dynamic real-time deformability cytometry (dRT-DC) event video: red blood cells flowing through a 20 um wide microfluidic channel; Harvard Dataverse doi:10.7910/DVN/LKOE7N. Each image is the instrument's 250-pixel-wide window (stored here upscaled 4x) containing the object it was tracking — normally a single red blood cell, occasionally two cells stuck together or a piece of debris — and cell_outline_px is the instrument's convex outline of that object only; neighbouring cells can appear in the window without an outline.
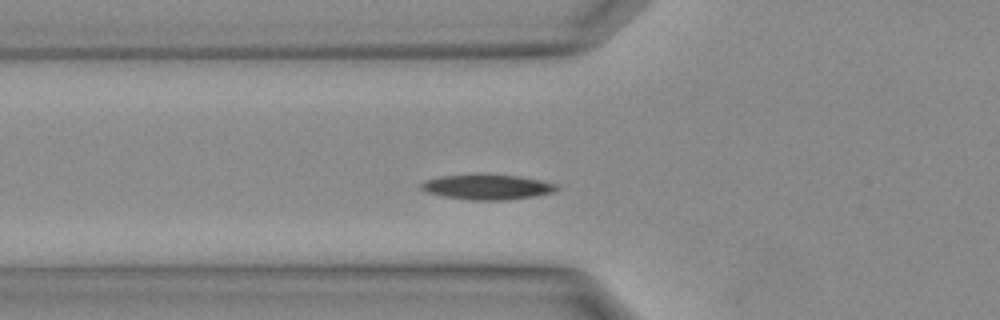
{"species": "Egyptian fruit bat (a non-hibernating species)", "species_latin": "Rousettus aegyptiacus", "temperature_condition": "warm", "stored_images_in_passage": 29, "camera_frame_rate_fps": 3000, "um_per_image_px": 0.085, "animal": {"sex": "female"}, "frame": {"image": 1, "passage_image": 7, "time_ms": 2.0, "image_size_px": [1000, 320], "cell_outline_px": [[560, 188], [556, 192], [532, 196], [504, 200], [468, 200], [444, 196], [428, 192], [420, 188], [420, 184], [428, 180], [440, 176], [476, 172], [520, 176], [540, 180], [556, 184]], "centroid_in_image_um": [41.42, 15.86], "position_along_channel_um": 84.4, "area_um2": 20.29}}
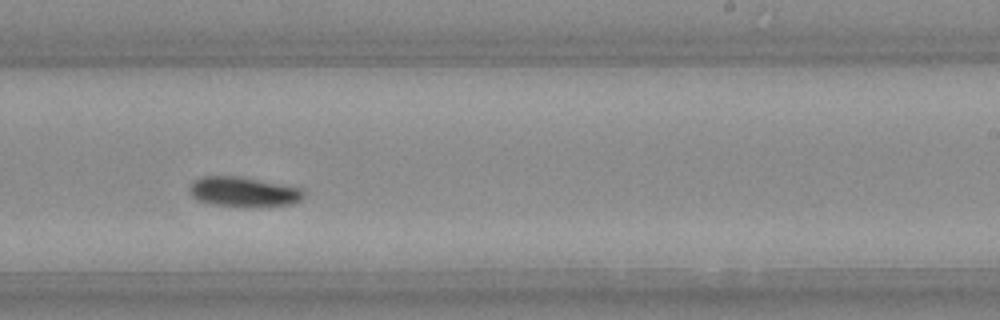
{"frame": {"image": 2, "passage_image": 16, "time_ms": 5.0, "image_size_px": [1000, 320], "cell_outline_px": [[304, 200], [296, 204], [244, 208], [208, 204], [192, 196], [192, 184], [196, 180], [204, 176], [236, 176], [300, 188], [304, 192]], "centroid_in_image_um": [20.77, 16.35], "position_along_channel_um": 268.2, "area_um2": 19.88}}
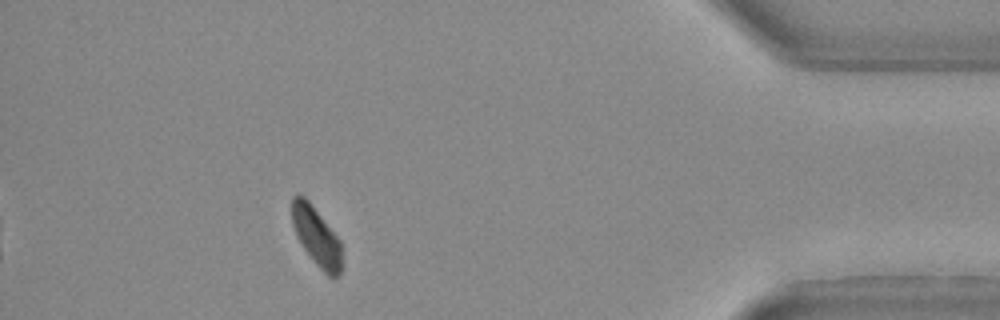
{"frame": {"image": 3, "passage_image": 25, "time_ms": 8.0, "image_size_px": [1000, 320], "cell_outline_px": [[344, 268], [336, 276], [328, 276], [316, 264], [304, 248], [292, 224], [292, 196], [304, 196], [308, 200], [340, 240]], "centroid_in_image_um": [26.94, 20.13], "position_along_channel_um": 408.3, "area_um2": 16.82}}